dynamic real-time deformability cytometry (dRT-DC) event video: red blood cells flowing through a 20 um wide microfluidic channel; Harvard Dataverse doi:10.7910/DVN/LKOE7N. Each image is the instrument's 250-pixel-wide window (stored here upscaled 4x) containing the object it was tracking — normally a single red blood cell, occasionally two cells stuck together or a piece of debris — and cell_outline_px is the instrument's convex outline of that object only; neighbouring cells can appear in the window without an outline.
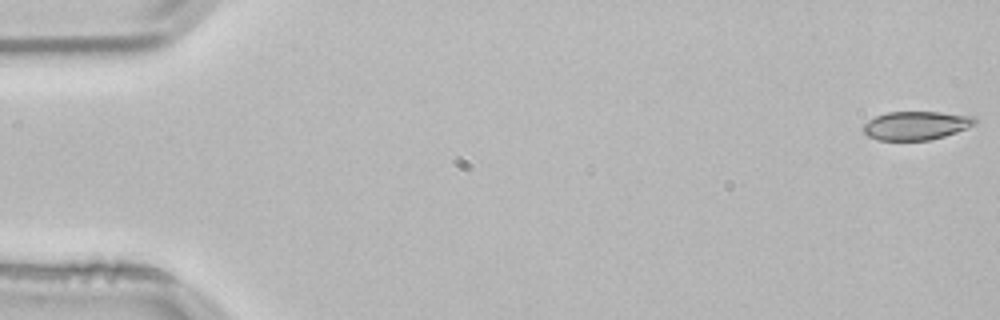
{"species": "common noctule bat (a hibernating species)", "species_latin": "Nyctalus noctula", "temperature_condition": "room temperature", "stored_images_in_passage": 16, "camera_frame_rate_fps": 3000, "um_per_image_px": 0.085, "animal": {"sex": "male", "body_mass_g": 21.5, "forearm_length_mm": 52.0}, "frame": {"image": 1, "passage_image": 1, "time_ms": 0.0, "image_size_px": [1000, 320], "cell_outline_px": [[976, 124], [968, 128], [932, 140], [876, 140], [868, 136], [864, 132], [864, 124], [868, 120], [876, 116], [888, 112], [940, 112], [976, 116]], "centroid_in_image_um": [77.9, 10.67], "position_along_channel_um": 7.1, "area_um2": 18.67}}
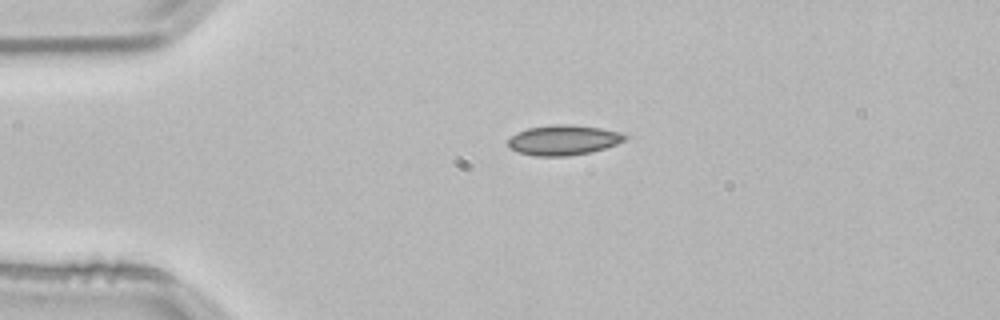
{"frame": {"image": 2, "passage_image": 12, "time_ms": 3.667, "image_size_px": [1000, 320], "cell_outline_px": [[628, 136], [624, 140], [616, 144], [592, 152], [568, 156], [532, 156], [516, 152], [508, 144], [508, 140], [512, 136], [528, 128], [560, 124], [568, 124], [600, 128], [620, 132]], "centroid_in_image_um": [47.9, 11.92], "position_along_channel_um": 37.1, "area_um2": 20.29}}